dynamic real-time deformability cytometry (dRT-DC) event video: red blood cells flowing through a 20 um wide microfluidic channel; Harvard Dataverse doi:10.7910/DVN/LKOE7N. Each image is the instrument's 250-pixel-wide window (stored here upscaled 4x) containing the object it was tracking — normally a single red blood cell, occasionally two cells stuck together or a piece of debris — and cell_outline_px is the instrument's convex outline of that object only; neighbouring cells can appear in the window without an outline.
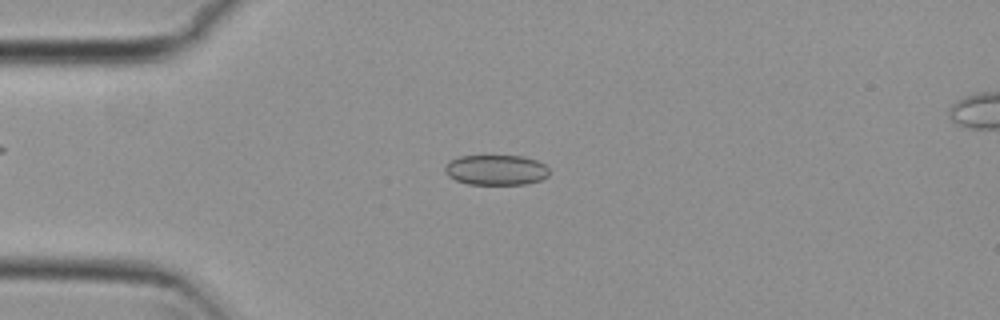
{"species": "common noctule bat (a hibernating species)", "species_latin": "Nyctalus noctula", "temperature_condition": "cold", "stored_images_in_passage": 51, "camera_frame_rate_fps": 3000, "um_per_image_px": 0.085, "animal": {"sex": "female", "body_mass_g": 29.2, "forearm_length_mm": 56.3}, "frame": {"image": 1, "passage_image": 10, "time_ms": 3.0, "image_size_px": [1000, 320], "cell_outline_px": [[548, 176], [540, 180], [524, 184], [468, 184], [456, 180], [448, 176], [444, 172], [444, 168], [448, 160], [460, 156], [524, 156], [536, 160], [544, 164], [548, 168]], "centroid_in_image_um": [42.13, 14.44], "position_along_channel_um": 42.9, "area_um2": 18.44}}
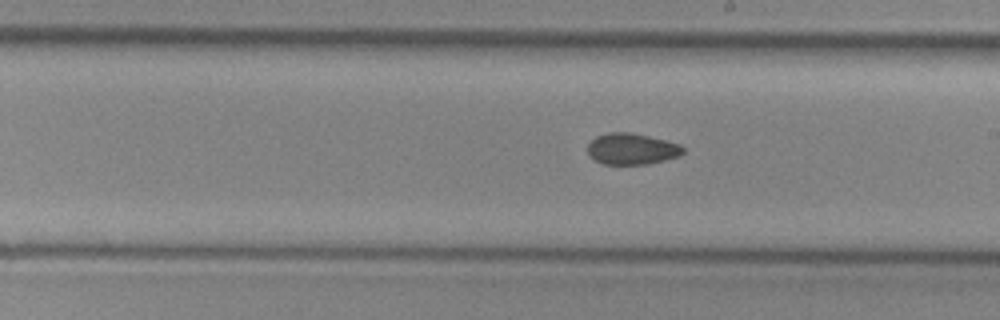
{"frame": {"image": 2, "passage_image": 27, "time_ms": 8.667, "image_size_px": [1000, 320], "cell_outline_px": [[684, 152], [680, 156], [648, 164], [604, 164], [596, 160], [588, 152], [588, 144], [596, 136], [608, 132], [628, 132], [648, 136], [680, 144], [684, 148]], "centroid_in_image_um": [53.72, 12.65], "position_along_channel_um": 235.3, "area_um2": 17.22}}
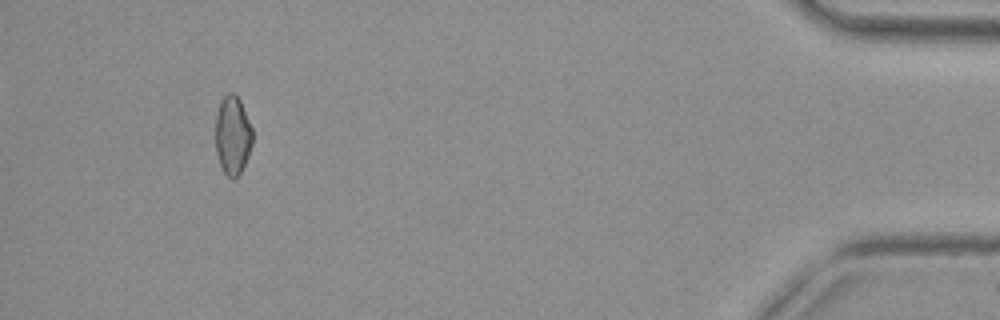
{"frame": {"image": 3, "passage_image": 47, "time_ms": 15.333, "image_size_px": [1000, 320], "cell_outline_px": [[252, 144], [248, 156], [236, 180], [232, 180], [224, 172], [220, 164], [216, 152], [216, 116], [220, 100], [228, 92], [232, 92], [240, 100], [252, 128]], "centroid_in_image_um": [19.77, 11.51], "position_along_channel_um": 415.4, "area_um2": 16.94}, "authors_computed_cell_mechanics": {"area_um2": 17.9758, "velocity_mm_per_s": 3.7805, "shape_relaxation_time_tau1_ms": null, "shape_relaxation_time_tau2_ms": 2.9786, "deformation_change_tau1": null, "deformation_change_tau2": 0.0674}}